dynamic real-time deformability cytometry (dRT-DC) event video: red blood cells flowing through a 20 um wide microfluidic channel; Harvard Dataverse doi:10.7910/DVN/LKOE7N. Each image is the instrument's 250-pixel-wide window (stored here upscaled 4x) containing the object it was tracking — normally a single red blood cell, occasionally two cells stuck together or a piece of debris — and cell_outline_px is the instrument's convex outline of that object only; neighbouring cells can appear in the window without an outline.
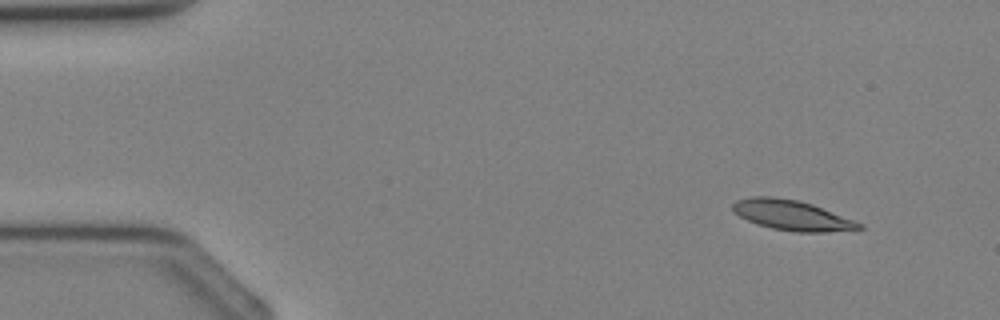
{"species": "Egyptian fruit bat (a non-hibernating species)", "species_latin": "Rousettus aegyptiacus", "temperature_condition": "cold", "stored_images_in_passage": 36, "camera_frame_rate_fps": 3000, "um_per_image_px": 0.085, "animal": {"sex": "female"}, "frame": {"image": 1, "passage_image": 3, "time_ms": 0.667, "image_size_px": [1000, 320], "cell_outline_px": [[864, 228], [824, 232], [796, 232], [772, 228], [756, 224], [740, 216], [732, 208], [732, 204], [736, 200], [752, 196], [772, 196], [800, 200], [812, 204], [864, 224]], "centroid_in_image_um": [67.3, 18.28], "position_along_channel_um": 17.7, "area_um2": 22.08}}
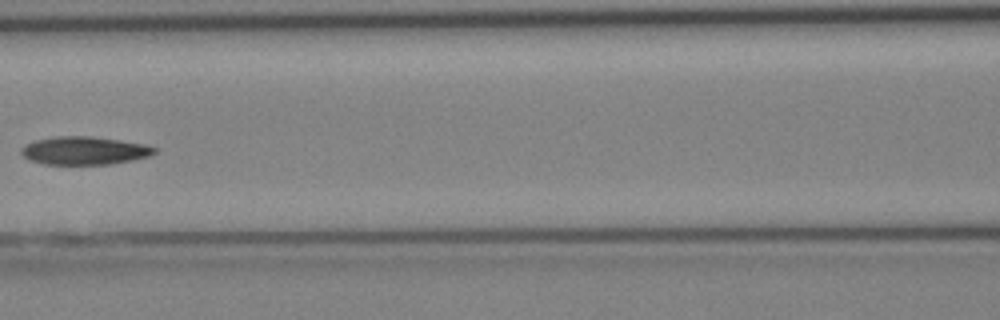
{"frame": {"image": 2, "passage_image": 16, "time_ms": 5.0, "image_size_px": [1000, 320], "cell_outline_px": [[156, 152], [152, 156], [132, 160], [108, 164], [44, 164], [32, 160], [24, 156], [20, 152], [28, 144], [36, 140], [56, 136], [92, 136], [120, 140], [144, 144], [156, 148]], "centroid_in_image_um": [7.23, 12.8], "position_along_channel_um": 159.4, "area_um2": 21.56}}
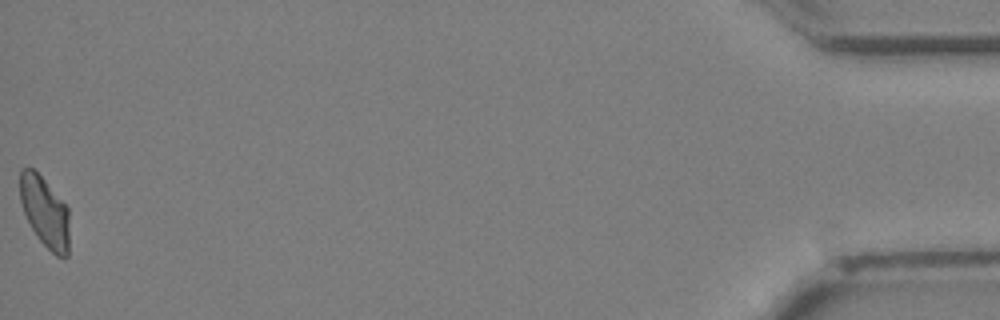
{"frame": {"image": 3, "passage_image": 36, "time_ms": 11.667, "image_size_px": [1000, 320], "cell_outline_px": [[68, 256], [56, 256], [40, 240], [32, 228], [24, 212], [20, 200], [20, 168], [32, 168], [44, 180], [68, 208]], "centroid_in_image_um": [3.8, 18.01], "position_along_channel_um": 431.4, "area_um2": 19.77}}